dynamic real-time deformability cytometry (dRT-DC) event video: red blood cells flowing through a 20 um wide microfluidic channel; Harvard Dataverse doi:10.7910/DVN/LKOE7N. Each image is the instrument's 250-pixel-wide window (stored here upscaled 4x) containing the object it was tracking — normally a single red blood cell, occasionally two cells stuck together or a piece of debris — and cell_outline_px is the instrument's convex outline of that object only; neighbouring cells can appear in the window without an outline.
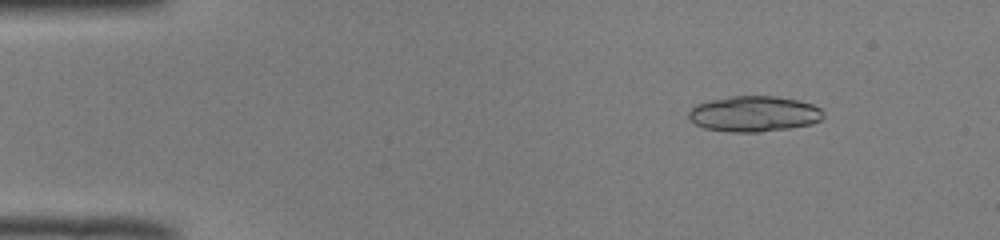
{"species": "common noctule bat (a hibernating species)", "species_latin": "Nyctalus noctula", "temperature_condition": "room temperature", "stored_images_in_passage": 51, "camera_frame_rate_fps": 3000, "um_per_image_px": 0.085, "animal": {"sex": "male", "body_mass_g": 19.0, "forearm_length_mm": 50.8}, "frame": {"image": 1, "passage_image": 7, "time_ms": 2.0, "image_size_px": [1000, 240], "cell_outline_px": [[824, 116], [820, 120], [812, 124], [788, 128], [760, 132], [728, 132], [704, 128], [696, 124], [688, 116], [688, 112], [696, 104], [712, 100], [732, 96], [776, 96], [796, 100], [812, 104], [820, 108], [824, 112]], "centroid_in_image_um": [64.1, 9.68], "position_along_channel_um": 20.9, "area_um2": 27.92}, "authors_computed_cell_mechanics": {"area_um2": 26.7036, "velocity_mm_per_s": 3.9753, "shape_relaxation_time_tau1_ms": 10.2122, "shape_relaxation_time_tau2_ms": 1.1638, "deformation_change_tau1": 0.3301, "deformation_change_tau2": 0.0835}}